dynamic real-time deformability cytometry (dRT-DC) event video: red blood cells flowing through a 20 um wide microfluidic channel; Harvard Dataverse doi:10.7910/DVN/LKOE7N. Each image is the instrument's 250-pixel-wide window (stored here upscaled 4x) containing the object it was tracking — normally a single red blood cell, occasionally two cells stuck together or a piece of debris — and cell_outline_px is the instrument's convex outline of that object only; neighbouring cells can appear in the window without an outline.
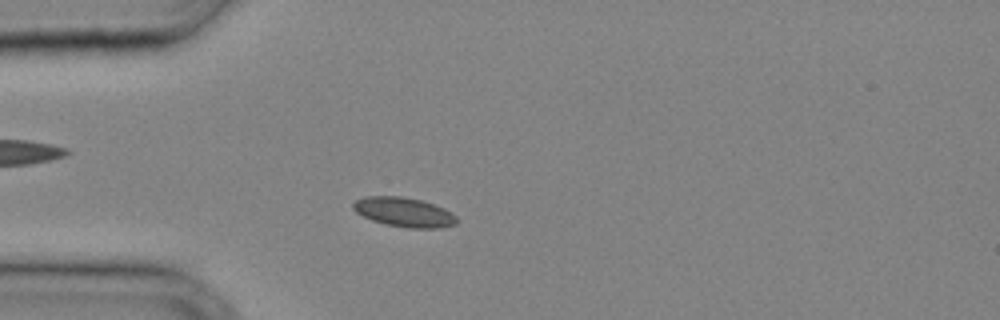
{"species": "common noctule bat (a hibernating species)", "species_latin": "Nyctalus noctula", "temperature_condition": "cold", "stored_images_in_passage": 31, "camera_frame_rate_fps": 3000, "um_per_image_px": 0.085, "animal": {"sex": "male", "body_mass_g": 20.4}, "frame": {"image": 1, "passage_image": 6, "time_ms": 1.667, "image_size_px": [1000, 320], "cell_outline_px": [[460, 220], [456, 224], [440, 228], [408, 228], [384, 224], [372, 220], [356, 212], [352, 208], [352, 204], [356, 200], [364, 196], [404, 196], [420, 200], [444, 208], [456, 216]], "centroid_in_image_um": [34.35, 18.03], "position_along_channel_um": 50.7, "area_um2": 17.86}}
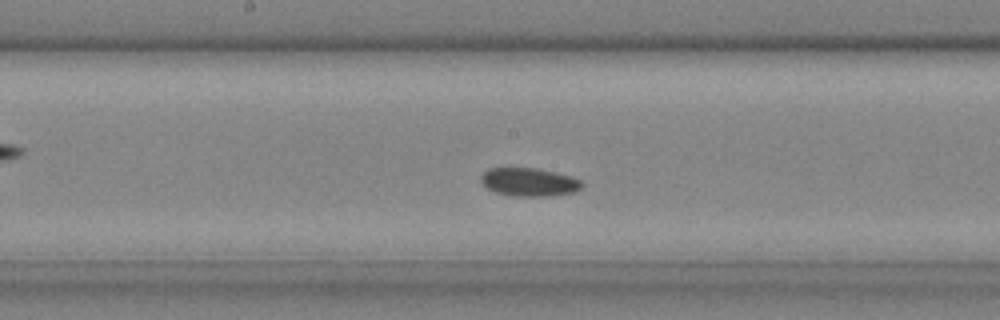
{"frame": {"image": 2, "passage_image": 15, "time_ms": 4.667, "image_size_px": [1000, 320], "cell_outline_px": [[584, 184], [576, 192], [548, 196], [512, 196], [496, 192], [488, 188], [480, 180], [480, 176], [488, 168], [536, 168], [572, 176], [580, 180]], "centroid_in_image_um": [44.99, 15.47], "position_along_channel_um": 203.2, "area_um2": 16.65}}
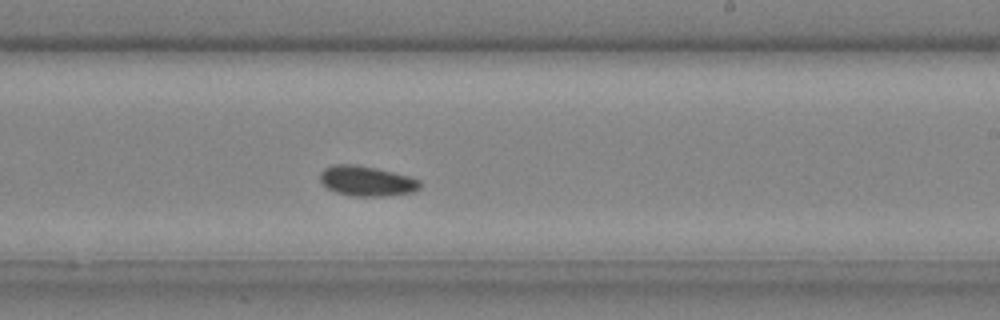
{"frame": {"image": 3, "passage_image": 18, "time_ms": 5.667, "image_size_px": [1000, 320], "cell_outline_px": [[420, 188], [412, 192], [384, 196], [352, 196], [336, 192], [328, 188], [320, 180], [320, 172], [324, 168], [332, 164], [356, 164], [376, 168], [408, 176], [420, 180]], "centroid_in_image_um": [31.14, 15.38], "position_along_channel_um": 257.9, "area_um2": 17.46}}